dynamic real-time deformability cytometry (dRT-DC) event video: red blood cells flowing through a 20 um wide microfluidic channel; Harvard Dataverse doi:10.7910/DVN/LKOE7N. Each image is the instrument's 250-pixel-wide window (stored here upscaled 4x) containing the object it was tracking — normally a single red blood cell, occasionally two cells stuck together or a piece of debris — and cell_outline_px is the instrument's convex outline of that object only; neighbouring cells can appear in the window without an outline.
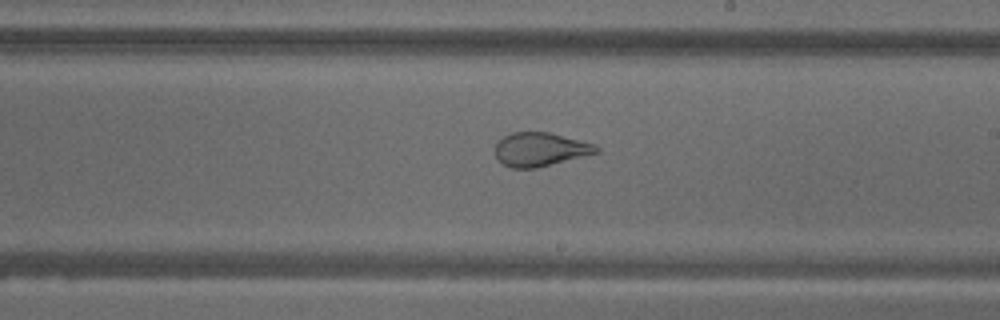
{"species": "common noctule bat (a hibernating species)", "species_latin": "Nyctalus noctula", "temperature_condition": "warm", "stored_images_in_passage": 55, "camera_frame_rate_fps": 3000, "um_per_image_px": 0.085, "animal": {"sex": "male", "body_mass_g": 18.8}, "frame": {"image": 1, "passage_image": 32, "time_ms": 10.333, "image_size_px": [1000, 320], "cell_outline_px": [[600, 152], [536, 168], [512, 168], [504, 164], [496, 156], [496, 144], [504, 136], [512, 132], [548, 132], [592, 144], [600, 148]], "centroid_in_image_um": [45.91, 12.7], "position_along_channel_um": 243.1, "area_um2": 19.48}, "authors_computed_cell_mechanics": {"area_um2": 28.4954, "velocity_mm_per_s": 3.6758, "shape_relaxation_time_tau1_ms": null, "shape_relaxation_time_tau2_ms": 0.7469, "deformation_change_tau1": null, "deformation_change_tau2": 0.0756}}